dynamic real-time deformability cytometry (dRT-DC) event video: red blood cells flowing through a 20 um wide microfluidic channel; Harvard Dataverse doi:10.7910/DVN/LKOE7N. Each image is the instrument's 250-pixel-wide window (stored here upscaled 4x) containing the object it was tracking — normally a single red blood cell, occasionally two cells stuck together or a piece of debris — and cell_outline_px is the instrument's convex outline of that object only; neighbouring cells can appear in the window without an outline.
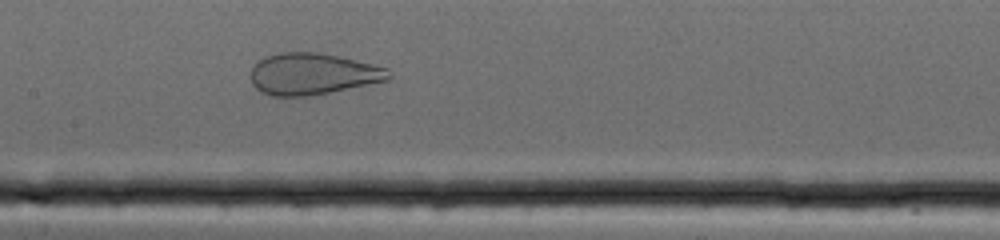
{"species": "human", "species_latin": "Homo sapiens", "temperature_condition": "cold", "stored_images_in_passage": 55, "camera_frame_rate_fps": 3000, "um_per_image_px": 0.085, "donor": {"sex": "female"}, "frame": {"image": 1, "passage_image": 32, "time_ms": 10.333, "image_size_px": [1000, 240], "cell_outline_px": [[392, 76], [388, 80], [308, 96], [272, 96], [260, 92], [252, 84], [252, 68], [264, 56], [280, 52], [316, 52], [336, 56], [372, 64], [388, 68]], "centroid_in_image_um": [26.56, 6.28], "position_along_channel_um": 180.8, "area_um2": 33.06}}
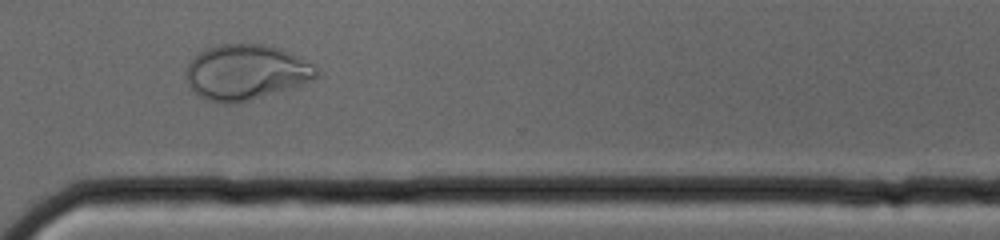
{"frame": {"image": 2, "passage_image": 50, "time_ms": 16.333, "image_size_px": [1000, 240], "cell_outline_px": [[316, 76], [312, 80], [252, 100], [236, 104], [224, 104], [208, 100], [200, 96], [188, 84], [184, 76], [184, 68], [200, 52], [208, 48], [220, 44], [268, 44], [312, 64], [316, 68]], "centroid_in_image_um": [20.83, 6.15], "position_along_channel_um": 349.8, "area_um2": 41.5}}
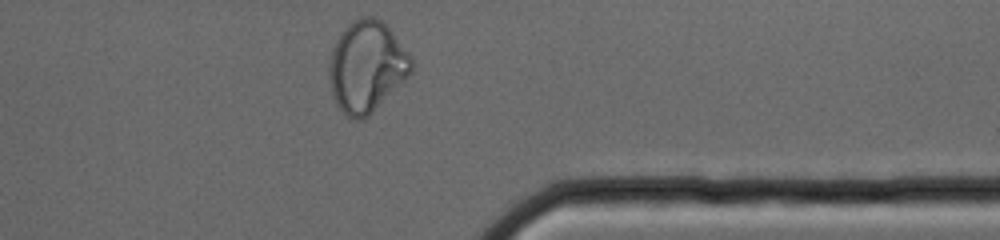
{"frame": {"image": 3, "passage_image": 54, "time_ms": 17.667, "image_size_px": [1000, 240], "cell_outline_px": [[412, 72], [368, 116], [360, 120], [356, 120], [344, 116], [336, 104], [332, 96], [328, 72], [328, 68], [332, 48], [340, 32], [352, 20], [364, 16], [372, 16], [380, 20], [392, 32], [412, 56]], "centroid_in_image_um": [31.14, 5.66], "position_along_channel_um": 380.3, "area_um2": 43.7}}